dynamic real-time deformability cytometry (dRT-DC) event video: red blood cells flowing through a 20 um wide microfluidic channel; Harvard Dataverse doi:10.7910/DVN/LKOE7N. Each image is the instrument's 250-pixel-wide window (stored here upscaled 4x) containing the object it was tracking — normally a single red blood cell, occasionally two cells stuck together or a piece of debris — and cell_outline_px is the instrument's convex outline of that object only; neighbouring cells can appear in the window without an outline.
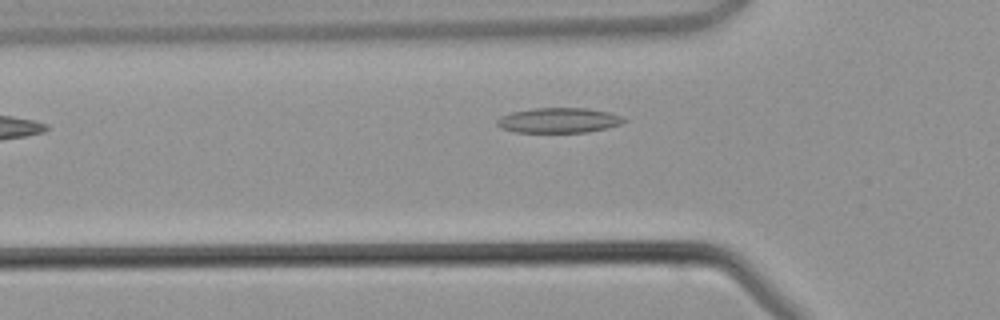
{"species": "common noctule bat (a hibernating species)", "species_latin": "Nyctalus noctula", "temperature_condition": "warm", "stored_images_in_passage": 3, "camera_frame_rate_fps": 3000, "um_per_image_px": 0.085, "animal": {"sex": "male", "body_mass_g": 21.5, "forearm_length_mm": 52.0}, "frame": {"image": 1, "passage_image": 3, "time_ms": 2.667, "image_size_px": [1000, 320], "cell_outline_px": [[628, 120], [620, 124], [608, 128], [588, 132], [516, 132], [500, 128], [496, 124], [496, 120], [500, 116], [512, 112], [532, 108], [588, 108], [608, 112], [620, 116]], "centroid_in_image_um": [47.47, 10.23], "position_along_channel_um": 78.3, "area_um2": 18.61}}